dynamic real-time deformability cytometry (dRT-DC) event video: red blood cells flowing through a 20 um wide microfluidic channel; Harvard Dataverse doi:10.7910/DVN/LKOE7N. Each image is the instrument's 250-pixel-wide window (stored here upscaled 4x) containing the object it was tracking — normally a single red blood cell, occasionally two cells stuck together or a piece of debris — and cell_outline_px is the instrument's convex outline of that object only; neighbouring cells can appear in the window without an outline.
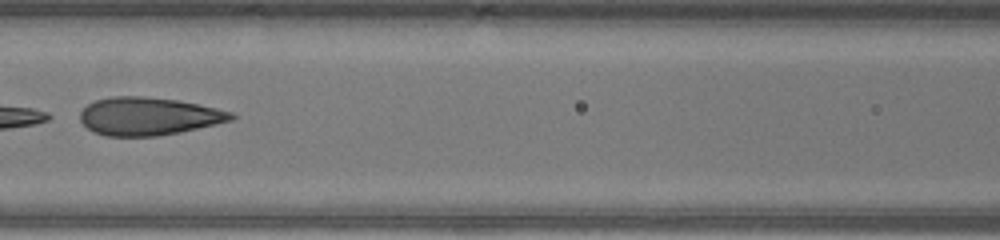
{"species": "human", "species_latin": "Homo sapiens", "temperature_condition": "warm", "stored_images_in_passage": 45, "segment_of_instrument_passage": [2, 2], "camera_frame_rate_fps": 3000, "um_per_image_px": 0.085, "donor": {"sex": "male"}, "frame": {"image": 1, "passage_image": 20, "time_ms": 6.333, "image_size_px": [1000, 240], "cell_outline_px": [[236, 116], [232, 120], [216, 124], [180, 132], [156, 136], [104, 136], [92, 132], [80, 120], [80, 112], [88, 104], [96, 100], [112, 96], [140, 96], [176, 100], [216, 108], [232, 112]], "centroid_in_image_um": [12.6, 9.89], "position_along_channel_um": 154.0, "area_um2": 33.23}}
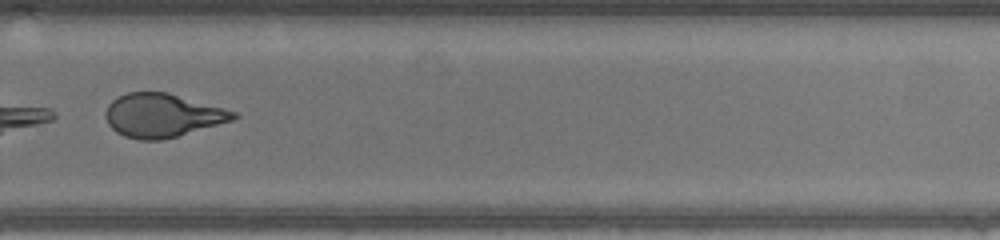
{"frame": {"image": 2, "passage_image": 31, "time_ms": 10.0, "image_size_px": [1000, 240], "cell_outline_px": [[240, 116], [232, 120], [176, 136], [160, 140], [140, 140], [124, 136], [116, 132], [108, 124], [104, 116], [104, 112], [108, 104], [112, 100], [128, 92], [168, 92], [224, 108], [236, 112]], "centroid_in_image_um": [13.76, 9.8], "position_along_channel_um": 316.0, "area_um2": 32.31}}